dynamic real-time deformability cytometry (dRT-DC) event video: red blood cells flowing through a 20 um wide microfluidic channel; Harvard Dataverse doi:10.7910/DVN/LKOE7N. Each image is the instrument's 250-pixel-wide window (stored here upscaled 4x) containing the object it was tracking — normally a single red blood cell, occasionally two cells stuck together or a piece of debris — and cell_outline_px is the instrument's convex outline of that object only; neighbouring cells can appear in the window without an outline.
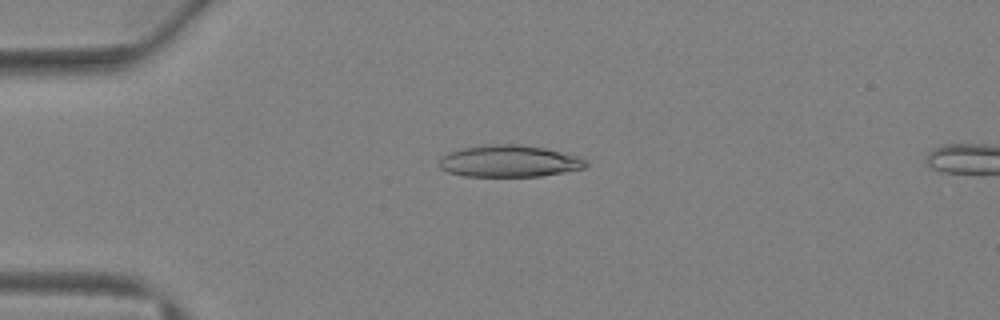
{"species": "Egyptian fruit bat (a non-hibernating species)", "species_latin": "Rousettus aegyptiacus", "temperature_condition": "warm", "stored_images_in_passage": 4, "camera_frame_rate_fps": 3000, "um_per_image_px": 0.085, "animal": {"sex": "female"}, "frame": {"image": 1, "passage_image": 4, "time_ms": 5.0, "image_size_px": [1000, 320], "cell_outline_px": [[588, 164], [584, 168], [540, 176], [464, 176], [448, 172], [440, 168], [440, 160], [448, 152], [464, 148], [484, 144], [520, 144], [544, 148], [576, 156], [588, 160]], "centroid_in_image_um": [43.28, 13.69], "position_along_channel_um": 41.7, "area_um2": 26.99}}